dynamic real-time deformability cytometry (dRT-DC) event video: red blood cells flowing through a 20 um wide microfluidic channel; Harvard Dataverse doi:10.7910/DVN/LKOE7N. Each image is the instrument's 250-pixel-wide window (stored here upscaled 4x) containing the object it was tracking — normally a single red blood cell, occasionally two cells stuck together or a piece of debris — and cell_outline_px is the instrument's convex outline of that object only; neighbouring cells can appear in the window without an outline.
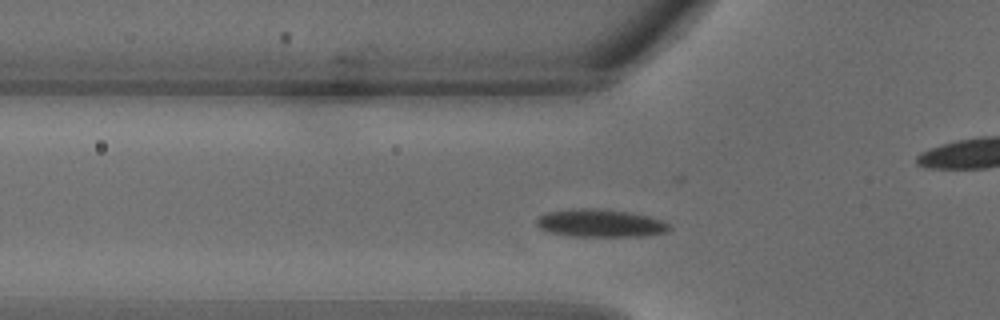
{"species": "common noctule bat (a hibernating species)", "species_latin": "Nyctalus noctula", "temperature_condition": "warm", "stored_images_in_passage": 29, "camera_frame_rate_fps": 3000, "um_per_image_px": 0.085, "animal": {"sex": "male", "body_mass_g": 18.8}, "frame": {"image": 1, "passage_image": 6, "time_ms": 1.667, "image_size_px": [1000, 320], "cell_outline_px": [[672, 228], [668, 232], [644, 236], [572, 236], [548, 232], [540, 228], [536, 224], [536, 220], [540, 216], [548, 212], [576, 208], [596, 208], [628, 212], [648, 216], [664, 220]], "centroid_in_image_um": [51.06, 18.97], "position_along_channel_um": 74.7, "area_um2": 21.56}}
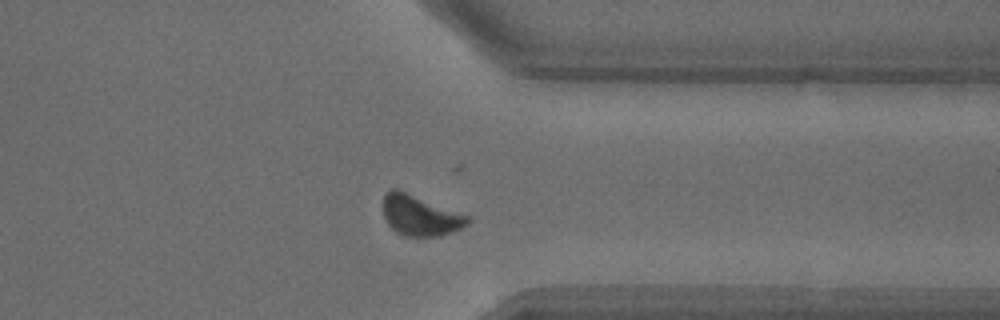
{"frame": {"image": 2, "passage_image": 21, "time_ms": 6.667, "image_size_px": [1000, 320], "cell_outline_px": [[472, 220], [468, 224], [460, 228], [440, 236], [404, 236], [396, 232], [388, 224], [384, 216], [384, 196], [392, 188], [396, 188], [468, 216]], "centroid_in_image_um": [35.7, 18.33], "position_along_channel_um": 375.7, "area_um2": 19.54}}